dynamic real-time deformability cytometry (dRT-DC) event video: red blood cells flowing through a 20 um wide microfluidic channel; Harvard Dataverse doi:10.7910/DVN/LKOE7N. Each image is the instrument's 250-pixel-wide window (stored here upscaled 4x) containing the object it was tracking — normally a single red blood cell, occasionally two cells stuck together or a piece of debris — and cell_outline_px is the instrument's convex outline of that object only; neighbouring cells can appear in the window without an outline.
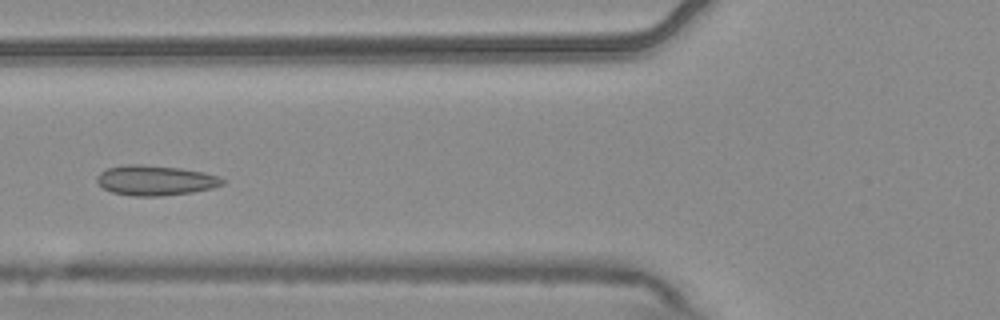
{"species": "common noctule bat (a hibernating species)", "species_latin": "Nyctalus noctula", "temperature_condition": "warm", "stored_images_in_passage": 7, "camera_frame_rate_fps": 3000, "um_per_image_px": 0.085, "animal": {"sex": "male", "body_mass_g": 20.4}, "frame": {"image": 1, "passage_image": 5, "time_ms": 1.333, "image_size_px": [1000, 320], "cell_outline_px": [[228, 180], [224, 184], [212, 188], [192, 192], [160, 196], [132, 196], [112, 192], [104, 188], [96, 180], [96, 176], [100, 172], [108, 168], [124, 164], [140, 164], [180, 168], [204, 172], [220, 176]], "centroid_in_image_um": [13.24, 15.32], "position_along_channel_um": 112.6, "area_um2": 22.14}}
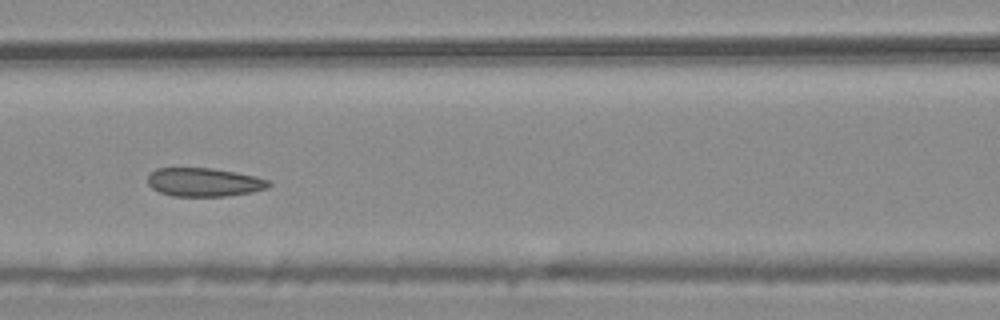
{"frame": {"image": 2, "passage_image": 6, "time_ms": 1.667, "image_size_px": [1000, 320], "cell_outline_px": [[272, 184], [268, 188], [252, 192], [224, 196], [172, 196], [160, 192], [152, 188], [148, 184], [148, 176], [156, 168], [212, 168], [256, 176], [268, 180]], "centroid_in_image_um": [17.35, 15.49], "position_along_channel_um": 149.2, "area_um2": 20.11}}
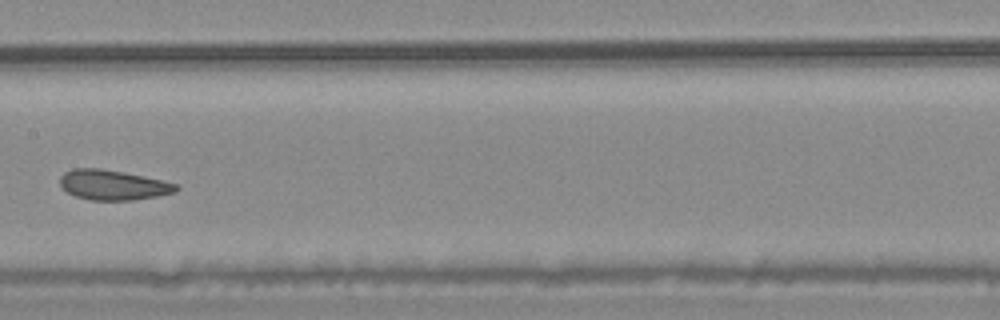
{"frame": {"image": 3, "passage_image": 7, "time_ms": 2.0, "image_size_px": [1000, 320], "cell_outline_px": [[180, 188], [176, 192], [156, 196], [132, 200], [92, 200], [76, 196], [68, 192], [60, 184], [60, 176], [64, 172], [72, 168], [100, 168], [124, 172], [180, 184]], "centroid_in_image_um": [9.63, 15.71], "position_along_channel_um": 197.8, "area_um2": 20.29}}